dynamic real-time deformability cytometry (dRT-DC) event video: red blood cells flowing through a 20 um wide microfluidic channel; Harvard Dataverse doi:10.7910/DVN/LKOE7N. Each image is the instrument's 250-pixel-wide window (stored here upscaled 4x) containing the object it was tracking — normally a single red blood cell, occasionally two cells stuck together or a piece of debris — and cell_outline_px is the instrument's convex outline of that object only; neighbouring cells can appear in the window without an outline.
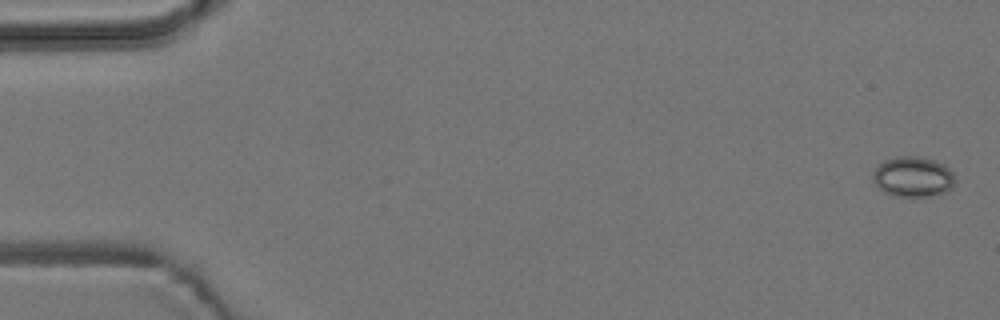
{"species": "common noctule bat (a hibernating species)", "species_latin": "Nyctalus noctula", "temperature_condition": "room temperature", "stored_images_in_passage": 5, "camera_frame_rate_fps": 3000, "um_per_image_px": 0.085, "animal": {"sex": "male", "body_mass_g": 19.2, "forearm_length_mm": 51.8}, "frame": {"image": 1, "passage_image": 1, "time_ms": 0.0, "image_size_px": [1000, 320], "cell_outline_px": [[956, 180], [952, 188], [944, 192], [932, 196], [896, 196], [884, 192], [872, 180], [872, 172], [884, 160], [896, 156], [920, 156], [936, 160], [944, 164], [952, 172]], "centroid_in_image_um": [77.62, 15.01], "position_along_channel_um": 7.4, "area_um2": 19.48}}
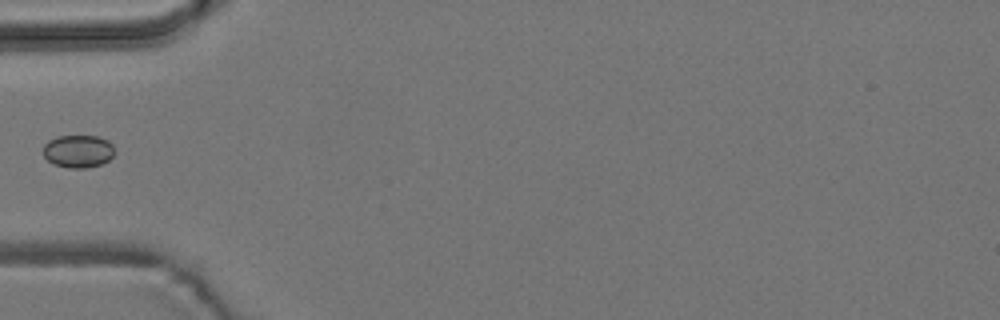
{"frame": {"image": 2, "passage_image": 5, "time_ms": 5.667, "image_size_px": [1000, 320], "cell_outline_px": [[116, 152], [108, 160], [100, 164], [84, 168], [68, 168], [52, 164], [44, 156], [44, 144], [48, 140], [56, 136], [100, 136], [108, 140], [112, 144]], "centroid_in_image_um": [6.65, 12.84], "position_along_channel_um": 78.4, "area_um2": 13.76}}